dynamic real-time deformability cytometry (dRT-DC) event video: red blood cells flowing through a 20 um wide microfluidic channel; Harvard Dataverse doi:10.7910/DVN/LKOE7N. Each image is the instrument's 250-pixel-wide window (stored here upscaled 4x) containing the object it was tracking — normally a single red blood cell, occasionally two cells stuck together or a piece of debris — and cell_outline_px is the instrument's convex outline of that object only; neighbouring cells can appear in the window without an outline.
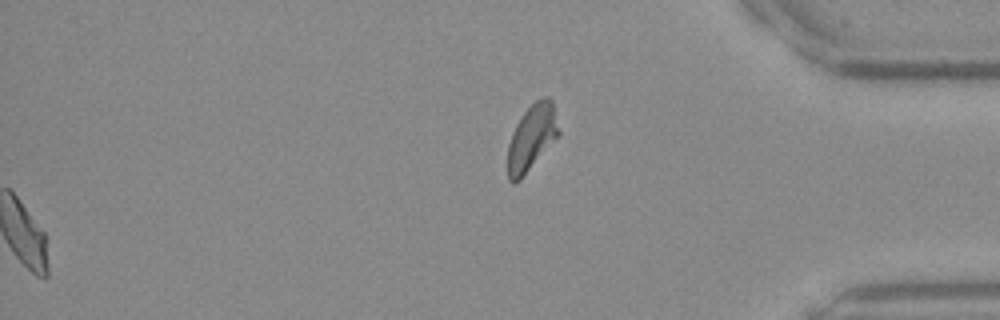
{"species": "Egyptian fruit bat (a non-hibernating species)", "species_latin": "Rousettus aegyptiacus", "temperature_condition": "warm", "stored_images_in_passage": 44, "segment_of_instrument_passage": [2, 2], "camera_frame_rate_fps": 3000, "um_per_image_px": 0.085, "frame": {"image": 1, "passage_image": 44, "time_ms": 14.333, "image_size_px": [1000, 320], "cell_outline_px": [[560, 136], [520, 180], [516, 184], [512, 184], [508, 180], [508, 144], [512, 132], [516, 124], [524, 112], [536, 100], [544, 96], [548, 96], [552, 100], [560, 132]], "centroid_in_image_um": [45.21, 11.72], "position_along_channel_um": 390.0, "area_um2": 19.83}}